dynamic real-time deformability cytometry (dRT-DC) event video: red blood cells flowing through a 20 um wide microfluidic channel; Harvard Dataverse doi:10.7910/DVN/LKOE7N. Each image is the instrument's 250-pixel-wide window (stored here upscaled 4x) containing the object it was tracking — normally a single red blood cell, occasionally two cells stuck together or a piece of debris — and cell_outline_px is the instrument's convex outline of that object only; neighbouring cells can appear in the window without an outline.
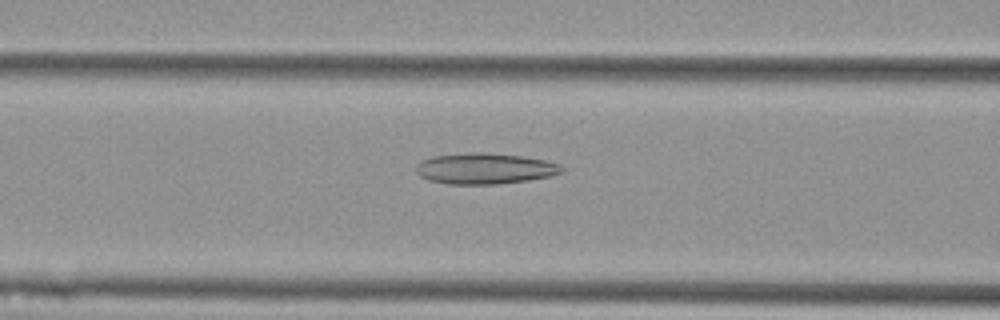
{"species": "Egyptian fruit bat (a non-hibernating species)", "species_latin": "Rousettus aegyptiacus", "temperature_condition": "cold", "stored_images_in_passage": 57, "camera_frame_rate_fps": 3000, "um_per_image_px": 0.085, "animal": {"sex": "female"}, "frame": {"image": 1, "passage_image": 23, "time_ms": 7.333, "image_size_px": [1000, 320], "cell_outline_px": [[564, 172], [552, 176], [528, 180], [496, 184], [448, 184], [428, 180], [420, 176], [416, 172], [416, 164], [420, 160], [432, 156], [476, 152], [484, 152], [524, 156], [544, 160], [560, 164], [564, 168]], "centroid_in_image_um": [41.21, 14.32], "position_along_channel_um": 125.4, "area_um2": 26.47}}
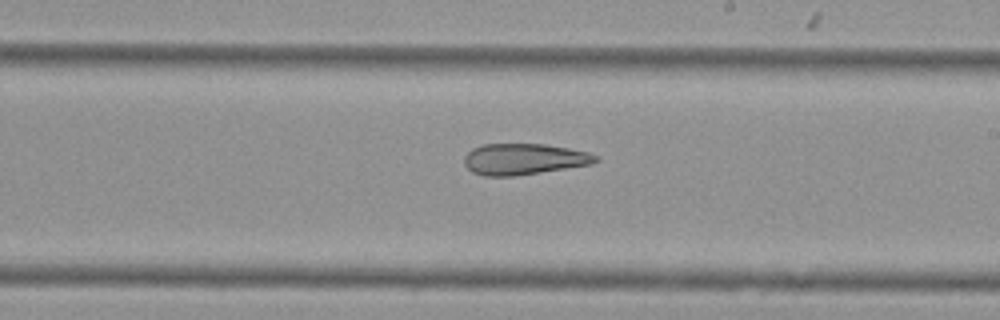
{"frame": {"image": 2, "passage_image": 33, "time_ms": 10.667, "image_size_px": [1000, 320], "cell_outline_px": [[600, 160], [592, 164], [512, 176], [484, 176], [472, 172], [464, 164], [464, 156], [472, 148], [484, 144], [544, 144], [568, 148], [588, 152], [600, 156]], "centroid_in_image_um": [44.53, 13.52], "position_along_channel_um": 244.5, "area_um2": 23.81}}
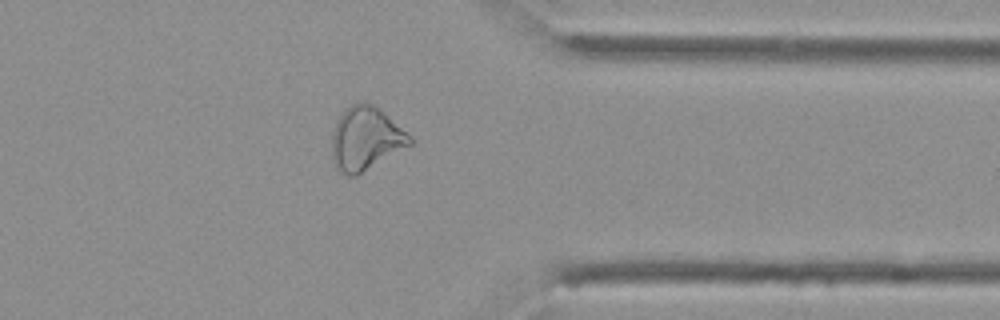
{"frame": {"image": 3, "passage_image": 45, "time_ms": 14.667, "image_size_px": [1000, 320], "cell_outline_px": [[412, 144], [356, 176], [348, 176], [340, 172], [332, 164], [332, 132], [336, 120], [344, 108], [356, 100], [364, 100], [372, 104], [412, 136]], "centroid_in_image_um": [31.03, 11.77], "position_along_channel_um": 380.4, "area_um2": 29.07}, "authors_computed_cell_mechanics": {"area_um2": 29.3624, "velocity_mm_per_s": 3.5867, "shape_relaxation_time_tau1_ms": null, "shape_relaxation_time_tau2_ms": 5.451, "deformation_change_tau1": null, "deformation_change_tau2": 0.1557}}